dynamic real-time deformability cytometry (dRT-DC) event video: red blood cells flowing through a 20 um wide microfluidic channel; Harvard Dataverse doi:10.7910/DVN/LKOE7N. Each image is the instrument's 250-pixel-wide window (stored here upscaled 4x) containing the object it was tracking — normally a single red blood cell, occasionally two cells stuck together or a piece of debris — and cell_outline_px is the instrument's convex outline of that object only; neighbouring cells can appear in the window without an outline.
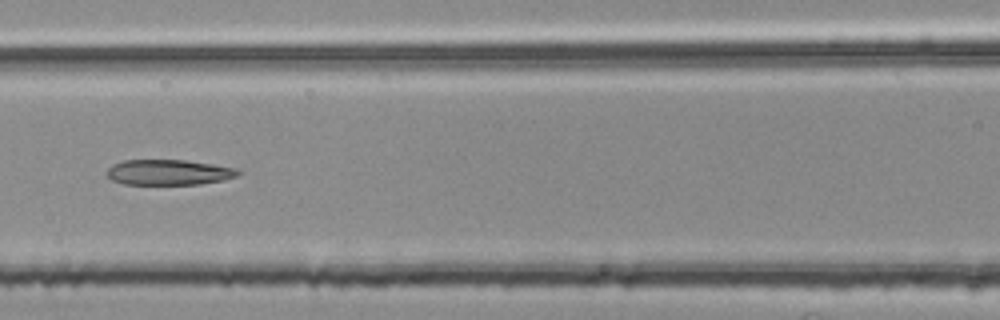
{"species": "common noctule bat (a hibernating species)", "species_latin": "Nyctalus noctula", "temperature_condition": "room temperature", "stored_images_in_passage": 54, "segment_of_instrument_passage": [2, 2], "camera_frame_rate_fps": 3000, "um_per_image_px": 0.085, "animal": {"sex": "female", "body_mass_g": 25.1}, "frame": {"image": 1, "passage_image": 24, "time_ms": 7.667, "image_size_px": [1000, 320], "cell_outline_px": [[240, 172], [236, 176], [224, 180], [200, 184], [124, 184], [112, 180], [108, 176], [108, 168], [112, 164], [124, 160], [184, 160], [212, 164], [236, 168]], "centroid_in_image_um": [14.33, 14.64], "position_along_channel_um": 152.3, "area_um2": 19.31}}
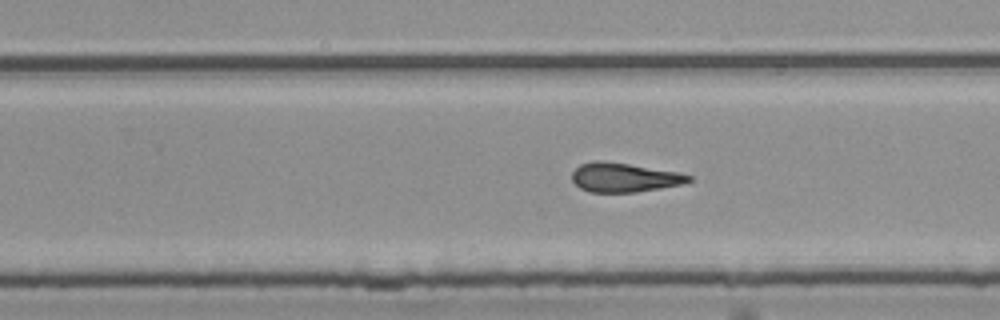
{"frame": {"image": 2, "passage_image": 34, "time_ms": 11.0, "image_size_px": [1000, 320], "cell_outline_px": [[692, 180], [680, 184], [660, 188], [636, 192], [588, 192], [580, 188], [572, 180], [572, 172], [580, 164], [596, 160], [600, 160], [628, 164], [676, 172], [692, 176]], "centroid_in_image_um": [53.0, 15.08], "position_along_channel_um": 276.8, "area_um2": 19.59}}
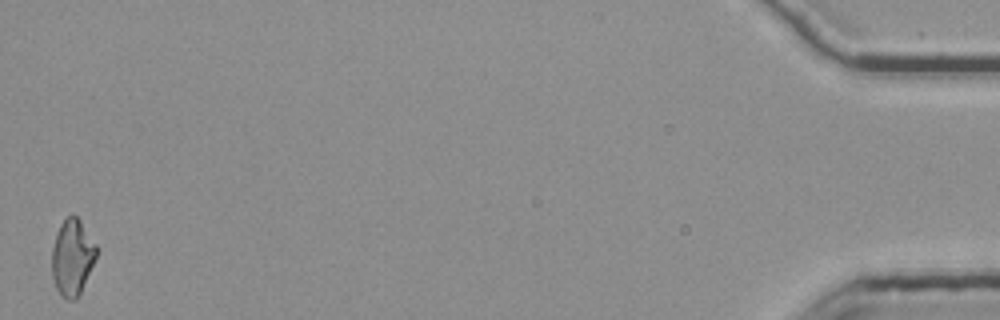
{"frame": {"image": 3, "passage_image": 54, "time_ms": 17.667, "image_size_px": [1000, 320], "cell_outline_px": [[96, 256], [80, 292], [76, 300], [68, 300], [56, 288], [52, 276], [52, 248], [56, 232], [60, 224], [72, 212], [80, 220], [96, 244]], "centroid_in_image_um": [6.12, 21.83], "position_along_channel_um": 429.1, "area_um2": 19.48}}